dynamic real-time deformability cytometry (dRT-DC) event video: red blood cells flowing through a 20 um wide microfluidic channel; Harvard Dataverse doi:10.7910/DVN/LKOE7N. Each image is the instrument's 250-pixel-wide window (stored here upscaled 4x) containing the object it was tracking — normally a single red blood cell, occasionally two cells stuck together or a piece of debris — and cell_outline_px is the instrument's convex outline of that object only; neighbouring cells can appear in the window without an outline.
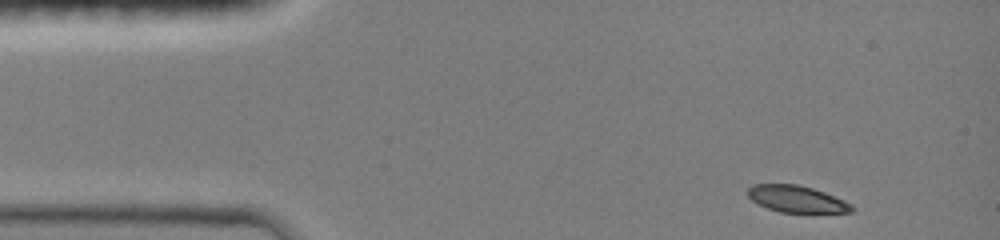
{"species": "common noctule bat (a hibernating species)", "species_latin": "Nyctalus noctula", "temperature_condition": "room temperature", "stored_images_in_passage": 18, "camera_frame_rate_fps": 3000, "um_per_image_px": 0.085, "animal": {"sex": "female", "body_mass_g": 19.0, "forearm_length_mm": 51.5}, "frame": {"image": 1, "passage_image": 1, "time_ms": 0.0, "image_size_px": [1000, 240], "cell_outline_px": [[856, 208], [852, 212], [812, 216], [780, 212], [756, 204], [748, 196], [748, 188], [752, 184], [796, 184], [812, 188], [824, 192], [852, 204]], "centroid_in_image_um": [67.79, 16.99], "position_along_channel_um": 17.2, "area_um2": 17.17}}
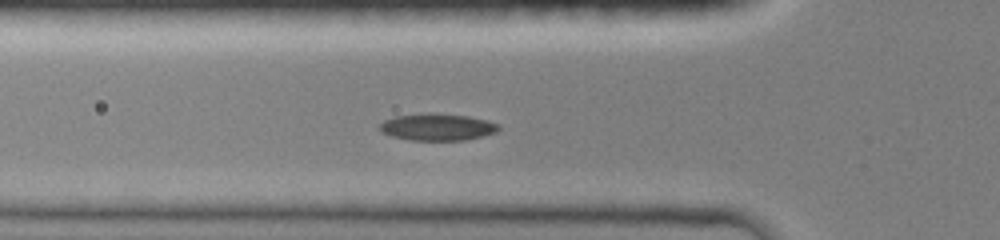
{"frame": {"image": 2, "passage_image": 11, "time_ms": 3.667, "image_size_px": [1000, 240], "cell_outline_px": [[500, 128], [496, 132], [484, 136], [464, 140], [412, 140], [392, 136], [380, 132], [380, 124], [384, 120], [396, 116], [468, 116], [484, 120], [496, 124]], "centroid_in_image_um": [37.17, 10.86], "position_along_channel_um": 88.6, "area_um2": 17.51}}
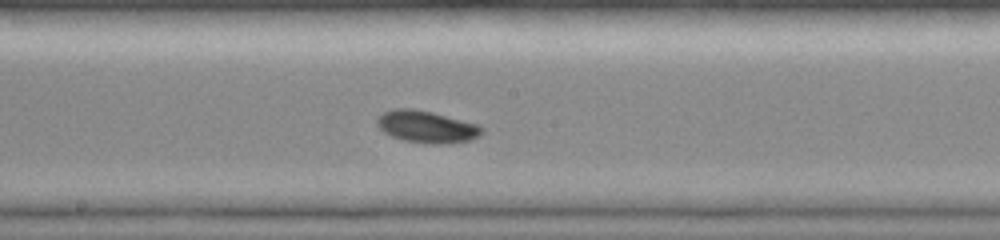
{"frame": {"image": 3, "passage_image": 18, "time_ms": 6.667, "image_size_px": [1000, 240], "cell_outline_px": [[484, 132], [468, 140], [440, 144], [428, 144], [404, 140], [392, 136], [384, 132], [376, 124], [376, 120], [384, 112], [396, 108], [412, 108], [432, 112], [480, 124], [484, 128]], "centroid_in_image_um": [36.28, 10.76], "position_along_channel_um": 211.9, "area_um2": 19.48}}